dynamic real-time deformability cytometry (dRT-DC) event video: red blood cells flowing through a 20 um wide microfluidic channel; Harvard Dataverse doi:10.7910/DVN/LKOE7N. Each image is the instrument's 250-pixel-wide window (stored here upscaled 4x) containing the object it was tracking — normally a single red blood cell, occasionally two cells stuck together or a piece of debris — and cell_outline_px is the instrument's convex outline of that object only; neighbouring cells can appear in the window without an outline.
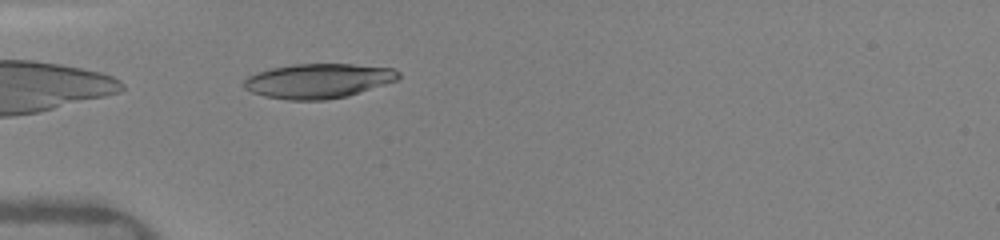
{"species": "human", "species_latin": "Homo sapiens", "temperature_condition": "warm", "stored_images_in_passage": 29, "camera_frame_rate_fps": 3000, "um_per_image_px": 0.085, "donor": {"sex": "female"}, "frame": {"image": 1, "passage_image": 1, "time_ms": 0.0, "image_size_px": [1000, 240], "cell_outline_px": [[400, 76], [396, 80], [348, 96], [324, 100], [288, 100], [264, 96], [252, 92], [244, 88], [244, 80], [248, 76], [256, 72], [272, 68], [292, 64], [352, 64], [392, 68], [400, 72]], "centroid_in_image_um": [27.03, 6.87], "position_along_channel_um": 58.0, "area_um2": 31.1}}
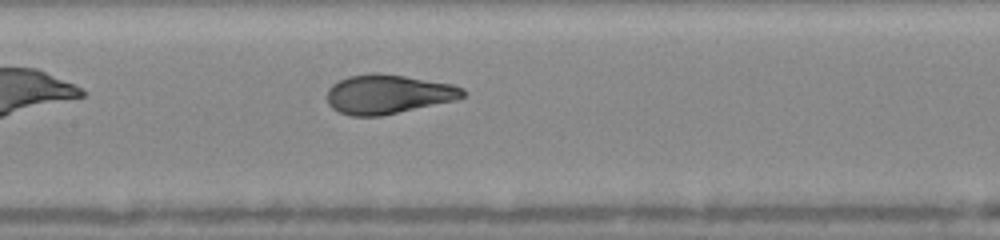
{"frame": {"image": 2, "passage_image": 9, "time_ms": 3.0, "image_size_px": [1000, 240], "cell_outline_px": [[468, 92], [464, 96], [456, 100], [380, 116], [352, 116], [340, 112], [332, 108], [328, 104], [328, 88], [332, 84], [348, 76], [376, 72], [404, 76], [452, 84], [464, 88]], "centroid_in_image_um": [33.0, 8.0], "position_along_channel_um": 174.4, "area_um2": 30.98}, "authors_computed_cell_mechanics": {"area_um2": 31.5588, "velocity_mm_per_s": 4.1298, "shape_relaxation_time_tau1_ms": 4.99, "shape_relaxation_time_tau2_ms": null, "deformation_change_tau1": 0.247, "deformation_change_tau2": null}}